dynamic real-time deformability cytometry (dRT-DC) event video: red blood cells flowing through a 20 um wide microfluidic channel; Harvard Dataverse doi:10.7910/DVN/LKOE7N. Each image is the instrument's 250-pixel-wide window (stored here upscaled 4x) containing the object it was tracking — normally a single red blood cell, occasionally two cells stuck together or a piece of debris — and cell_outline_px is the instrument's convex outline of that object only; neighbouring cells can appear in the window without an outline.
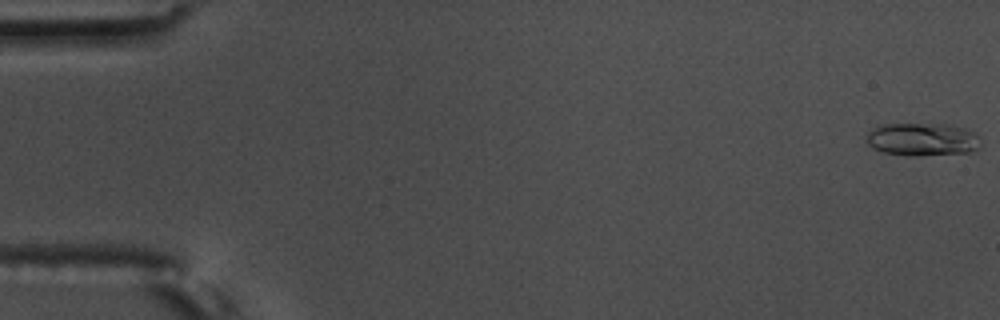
{"species": "common noctule bat (a hibernating species)", "species_latin": "Nyctalus noctula", "temperature_condition": "warm", "stored_images_in_passage": 30, "camera_frame_rate_fps": 3000, "um_per_image_px": 0.085, "animal": {"sex": "male", "body_mass_g": 17.5, "forearm_length_mm": 52.3}, "frame": {"image": 1, "passage_image": 1, "time_ms": 0.0, "image_size_px": [1000, 320], "cell_outline_px": [[980, 148], [976, 152], [916, 156], [908, 156], [884, 152], [872, 148], [868, 144], [868, 132], [880, 124], [948, 124], [964, 128], [980, 136]], "centroid_in_image_um": [78.46, 11.86], "position_along_channel_um": 6.5, "area_um2": 22.2}}